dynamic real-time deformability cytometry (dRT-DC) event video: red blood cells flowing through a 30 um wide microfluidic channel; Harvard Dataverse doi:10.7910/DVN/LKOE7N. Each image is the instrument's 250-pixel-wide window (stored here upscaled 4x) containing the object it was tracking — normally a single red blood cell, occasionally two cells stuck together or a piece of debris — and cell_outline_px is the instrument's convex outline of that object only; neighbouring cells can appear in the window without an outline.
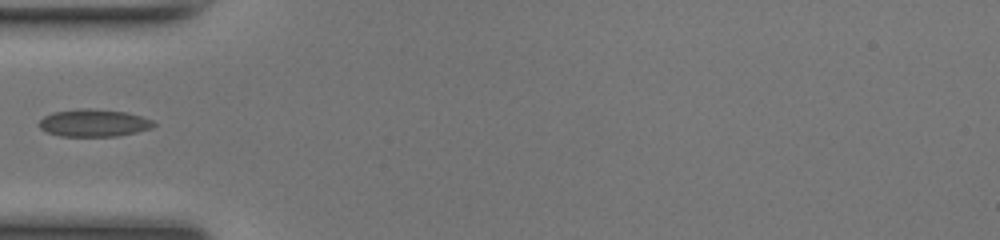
{"species": "common noctule bat (a hibernating species)", "species_latin": "Nyctalus noctula", "temperature_condition": "room temperature", "stored_images_in_passage": 34, "camera_frame_rate_fps": 3000, "um_per_image_px": 0.085, "animal": {"sex": "female", "body_mass_g": 17.0, "forearm_length_mm": 48.0}, "frame": {"image": 1, "passage_image": 1, "time_ms": 0.0, "image_size_px": [1000, 240], "cell_outline_px": [[156, 124], [152, 128], [136, 132], [116, 136], [60, 136], [48, 132], [40, 128], [36, 124], [44, 116], [52, 112], [80, 108], [88, 108], [124, 112], [140, 116], [152, 120]], "centroid_in_image_um": [7.93, 10.45], "position_along_channel_um": 77.1, "area_um2": 18.26}}
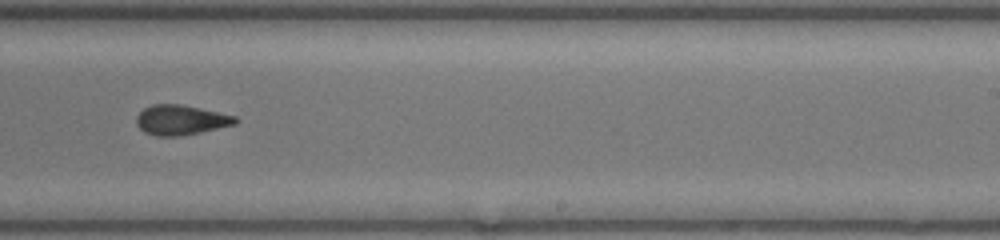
{"frame": {"image": 2, "passage_image": 15, "time_ms": 4.667, "image_size_px": [1000, 240], "cell_outline_px": [[240, 120], [236, 124], [200, 132], [180, 136], [156, 136], [144, 132], [136, 124], [136, 116], [144, 108], [152, 104], [180, 104], [200, 108], [236, 116]], "centroid_in_image_um": [15.37, 10.2], "position_along_channel_um": 273.6, "area_um2": 17.28}}
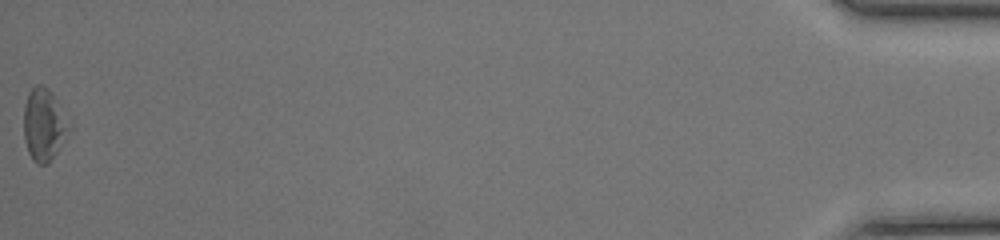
{"frame": {"image": 3, "passage_image": 34, "time_ms": 11.0, "image_size_px": [1000, 240], "cell_outline_px": [[72, 128], [52, 160], [48, 164], [36, 164], [32, 160], [28, 152], [24, 140], [24, 104], [28, 92], [36, 84], [40, 84], [48, 88], [52, 92], [72, 120]], "centroid_in_image_um": [3.78, 10.59], "position_along_channel_um": 431.4, "area_um2": 19.88}}